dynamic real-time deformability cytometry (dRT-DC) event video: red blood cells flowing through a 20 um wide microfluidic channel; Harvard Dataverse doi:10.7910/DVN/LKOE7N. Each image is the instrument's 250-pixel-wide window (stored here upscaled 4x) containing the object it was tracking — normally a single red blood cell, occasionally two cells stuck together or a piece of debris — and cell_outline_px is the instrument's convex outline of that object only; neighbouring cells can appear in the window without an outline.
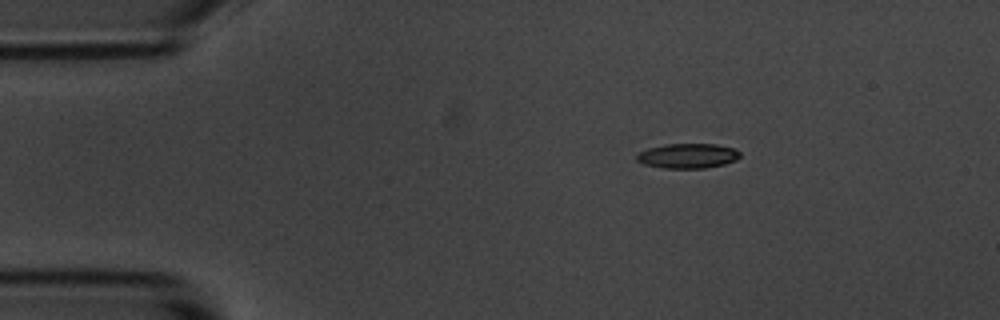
{"species": "common noctule bat (a hibernating species)", "species_latin": "Nyctalus noctula", "temperature_condition": "room temperature", "stored_images_in_passage": 3, "camera_frame_rate_fps": 3000, "um_per_image_px": 0.085, "animal": {"sex": "male", "body_mass_g": 20.1, "forearm_length_mm": 53.5}, "frame": {"image": 1, "passage_image": 1, "time_ms": 0.0, "image_size_px": [1000, 320], "cell_outline_px": [[740, 156], [736, 160], [724, 164], [704, 168], [664, 168], [644, 164], [636, 160], [636, 152], [648, 148], [664, 144], [716, 144], [736, 148], [740, 152]], "centroid_in_image_um": [58.45, 13.24], "position_along_channel_um": 26.6, "area_um2": 15.09}}
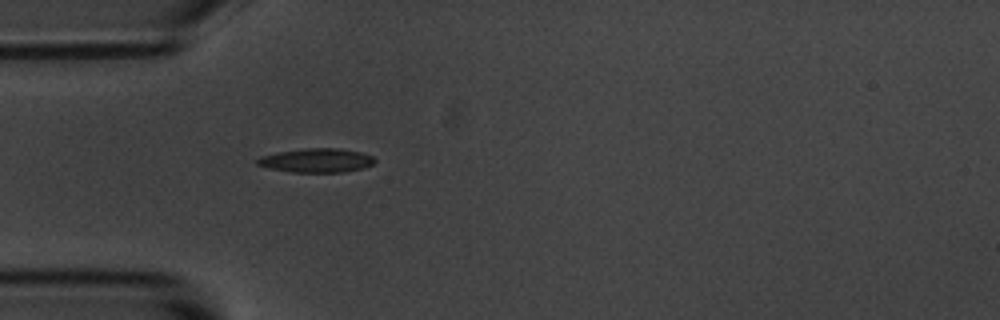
{"frame": {"image": 2, "passage_image": 3, "time_ms": 0.667, "image_size_px": [1000, 320], "cell_outline_px": [[376, 160], [372, 164], [364, 168], [344, 172], [292, 172], [268, 168], [256, 164], [256, 160], [264, 156], [280, 152], [304, 148], [340, 148], [360, 152], [372, 156]], "centroid_in_image_um": [26.94, 13.64], "position_along_channel_um": 58.1, "area_um2": 16.3}}